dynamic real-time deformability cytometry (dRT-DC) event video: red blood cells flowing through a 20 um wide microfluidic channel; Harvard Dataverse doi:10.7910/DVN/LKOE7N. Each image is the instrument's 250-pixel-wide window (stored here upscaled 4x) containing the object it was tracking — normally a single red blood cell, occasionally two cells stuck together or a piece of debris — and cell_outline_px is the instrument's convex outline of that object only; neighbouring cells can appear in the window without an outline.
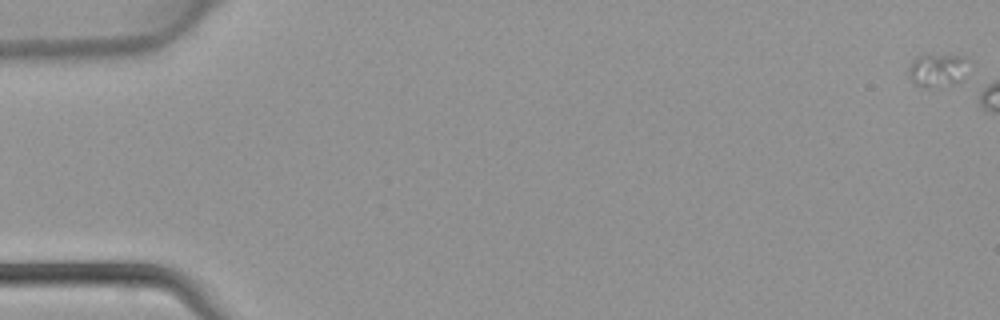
{"species": "common noctule bat (a hibernating species)", "species_latin": "Nyctalus noctula", "temperature_condition": "warm", "stored_images_in_passage": 6, "camera_frame_rate_fps": 3000, "um_per_image_px": 0.085, "animal": {"sex": "female", "body_mass_g": 22.7, "forearm_length_mm": 54.2}, "frame": {"image": 1, "passage_image": 1, "time_ms": 0.0, "image_size_px": [1000, 320], "cell_outline_px": [[964, 60], [960, 80], [956, 84], [928, 88], [924, 88], [916, 84], [912, 80], [908, 72], [908, 68], [912, 60], [916, 56], [964, 56]], "centroid_in_image_um": [79.56, 6.0], "position_along_channel_um": 5.4, "area_um2": 10.92}}